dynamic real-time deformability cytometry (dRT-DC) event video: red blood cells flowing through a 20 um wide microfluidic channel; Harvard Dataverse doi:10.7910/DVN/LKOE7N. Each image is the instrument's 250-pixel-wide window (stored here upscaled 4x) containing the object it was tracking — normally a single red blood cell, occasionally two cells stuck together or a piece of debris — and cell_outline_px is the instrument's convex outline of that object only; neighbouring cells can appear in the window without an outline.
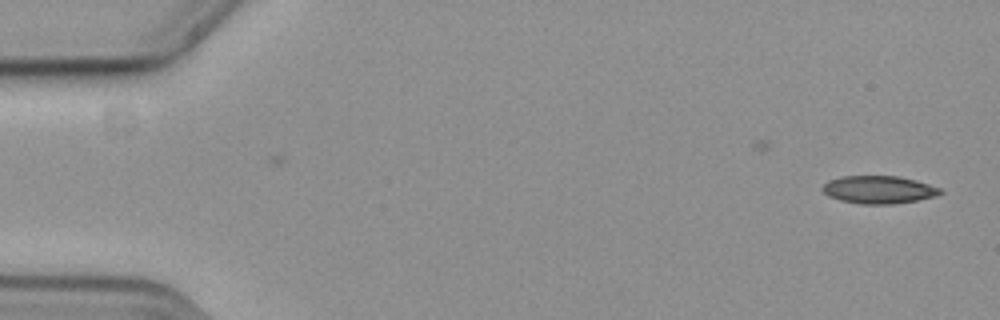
{"species": "common noctule bat (a hibernating species)", "species_latin": "Nyctalus noctula", "temperature_condition": "cold", "stored_images_in_passage": 55, "camera_frame_rate_fps": 3000, "um_per_image_px": 0.085, "animal": {"sex": "female", "body_mass_g": 19.3, "forearm_length_mm": 54.1}, "frame": {"image": 1, "passage_image": 1, "time_ms": 0.0, "image_size_px": [1000, 320], "cell_outline_px": [[944, 192], [936, 196], [916, 200], [892, 204], [860, 204], [840, 200], [828, 196], [820, 188], [828, 180], [844, 176], [900, 176], [916, 180], [940, 188]], "centroid_in_image_um": [74.68, 16.12], "position_along_channel_um": 10.3, "area_um2": 19.07}}
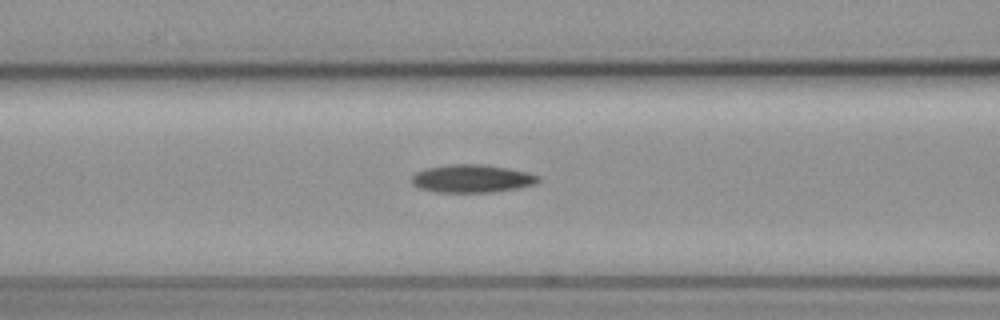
{"frame": {"image": 2, "passage_image": 22, "time_ms": 7.0, "image_size_px": [1000, 320], "cell_outline_px": [[540, 180], [536, 184], [516, 188], [492, 192], [436, 192], [420, 188], [412, 184], [412, 176], [416, 172], [428, 168], [448, 164], [484, 164], [508, 168], [528, 172], [540, 176]], "centroid_in_image_um": [40.14, 15.17], "position_along_channel_um": 126.5, "area_um2": 20.63}}
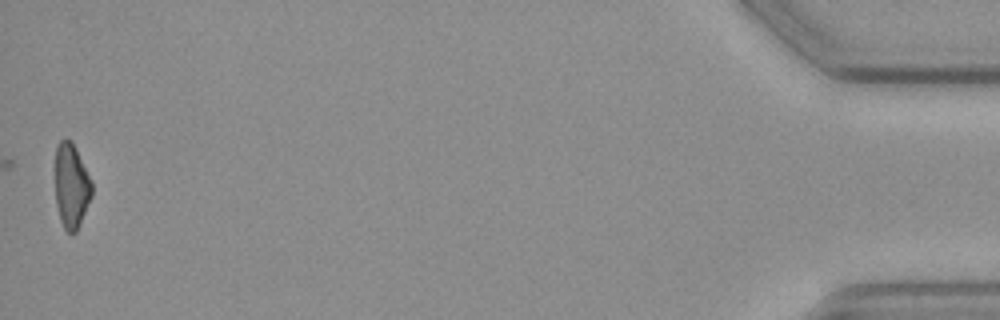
{"frame": {"image": 3, "passage_image": 55, "time_ms": 18.0, "image_size_px": [1000, 320], "cell_outline_px": [[92, 196], [76, 232], [72, 236], [64, 228], [60, 220], [56, 204], [56, 144], [60, 140], [72, 140], [92, 180]], "centroid_in_image_um": [6.08, 15.81], "position_along_channel_um": 429.1, "area_um2": 18.15}}